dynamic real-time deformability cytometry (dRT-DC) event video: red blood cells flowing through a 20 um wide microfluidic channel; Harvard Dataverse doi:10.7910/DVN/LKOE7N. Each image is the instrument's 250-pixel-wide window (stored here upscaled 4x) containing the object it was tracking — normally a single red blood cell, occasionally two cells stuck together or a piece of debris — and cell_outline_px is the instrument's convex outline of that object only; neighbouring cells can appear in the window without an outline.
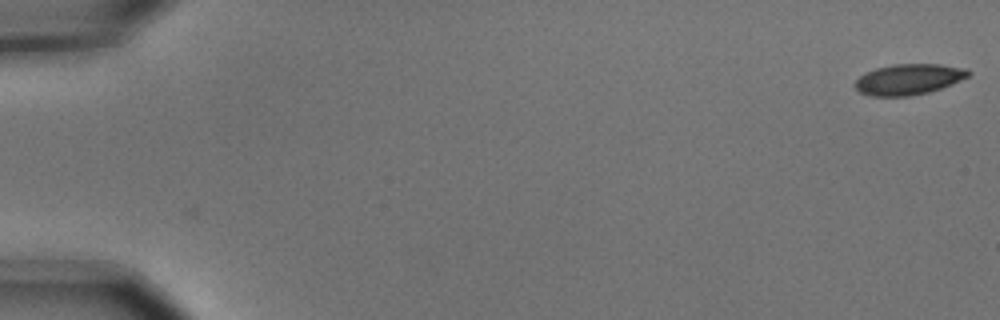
{"species": "common noctule bat (a hibernating species)", "species_latin": "Nyctalus noctula", "temperature_condition": "cold", "stored_images_in_passage": 5, "camera_frame_rate_fps": 3000, "um_per_image_px": 0.085, "animal": {"sex": "male", "body_mass_g": 15.6}, "frame": {"image": 1, "passage_image": 1, "time_ms": 0.0, "image_size_px": [1000, 320], "cell_outline_px": [[972, 72], [968, 76], [960, 80], [940, 88], [928, 92], [908, 96], [872, 96], [860, 92], [852, 84], [860, 76], [876, 68], [892, 64], [940, 64], [968, 68]], "centroid_in_image_um": [77.24, 6.73], "position_along_channel_um": 7.8, "area_um2": 20.23}}